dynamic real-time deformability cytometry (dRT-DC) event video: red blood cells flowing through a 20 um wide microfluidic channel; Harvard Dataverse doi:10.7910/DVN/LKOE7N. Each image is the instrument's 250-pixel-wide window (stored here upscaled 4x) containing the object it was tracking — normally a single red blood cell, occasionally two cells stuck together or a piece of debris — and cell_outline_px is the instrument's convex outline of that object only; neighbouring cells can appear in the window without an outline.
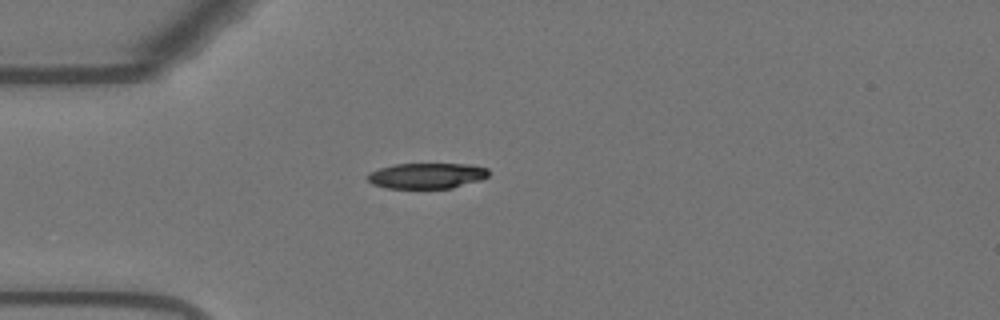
{"species": "Egyptian fruit bat (a non-hibernating species)", "species_latin": "Rousettus aegyptiacus", "temperature_condition": "warm", "stored_images_in_passage": 41, "camera_frame_rate_fps": 3000, "um_per_image_px": 0.085, "animal": {"sex": "female"}, "frame": {"image": 1, "passage_image": 1, "time_ms": 0.0, "image_size_px": [1000, 320], "cell_outline_px": [[488, 176], [480, 180], [452, 188], [388, 188], [372, 184], [364, 176], [368, 172], [392, 164], [468, 164], [488, 168]], "centroid_in_image_um": [36.23, 14.93], "position_along_channel_um": 48.8, "area_um2": 18.15}}
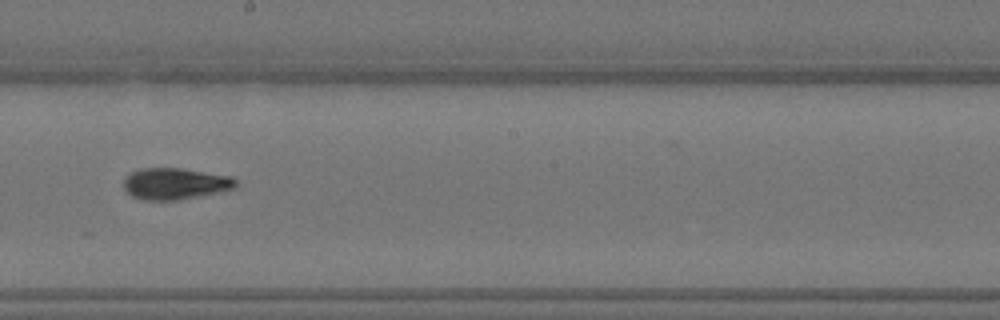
{"frame": {"image": 2, "passage_image": 17, "time_ms": 5.333, "image_size_px": [1000, 320], "cell_outline_px": [[236, 188], [200, 196], [176, 200], [144, 200], [132, 196], [124, 188], [124, 180], [132, 172], [140, 168], [180, 168], [232, 176], [236, 180]], "centroid_in_image_um": [14.9, 15.61], "position_along_channel_um": 233.3, "area_um2": 20.46}}
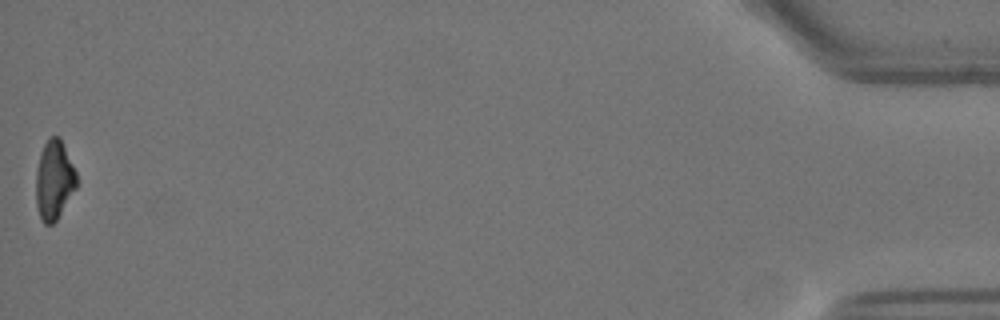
{"frame": {"image": 3, "passage_image": 41, "time_ms": 13.333, "image_size_px": [1000, 320], "cell_outline_px": [[76, 188], [56, 220], [52, 224], [44, 224], [40, 216], [36, 204], [36, 172], [40, 152], [44, 144], [52, 136], [60, 136], [76, 172]], "centroid_in_image_um": [4.59, 15.29], "position_along_channel_um": 430.6, "area_um2": 18.55}, "authors_computed_cell_mechanics": {"area_um2": 19.7676, "velocity_mm_per_s": 3.6974, "shape_relaxation_time_tau1_ms": 2.8083, "shape_relaxation_time_tau2_ms": 4.4513, "deformation_change_tau1": 0.1465, "deformation_change_tau2": 0.0976}}